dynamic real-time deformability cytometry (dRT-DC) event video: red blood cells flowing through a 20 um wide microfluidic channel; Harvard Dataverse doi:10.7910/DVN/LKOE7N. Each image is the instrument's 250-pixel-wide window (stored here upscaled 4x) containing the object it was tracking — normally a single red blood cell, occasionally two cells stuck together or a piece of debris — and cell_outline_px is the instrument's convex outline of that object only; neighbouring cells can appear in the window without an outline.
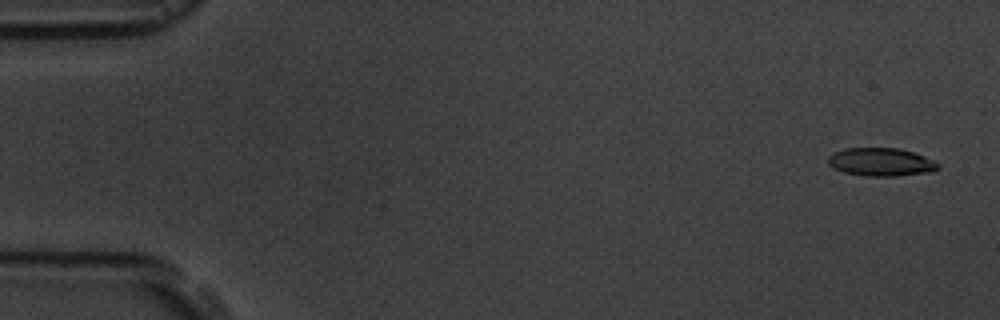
{"species": "common noctule bat (a hibernating species)", "species_latin": "Nyctalus noctula", "temperature_condition": "room temperature", "stored_images_in_passage": 56, "camera_frame_rate_fps": 3000, "um_per_image_px": 0.085, "animal": {"sex": "male", "body_mass_g": 19.5, "forearm_length_mm": 54.6}, "frame": {"image": 1, "passage_image": 3, "time_ms": 0.667, "image_size_px": [1000, 320], "cell_outline_px": [[940, 168], [932, 172], [892, 176], [864, 176], [844, 172], [832, 168], [828, 164], [828, 156], [844, 148], [900, 148], [924, 156], [940, 164]], "centroid_in_image_um": [74.88, 13.77], "position_along_channel_um": 10.1, "area_um2": 18.09}}
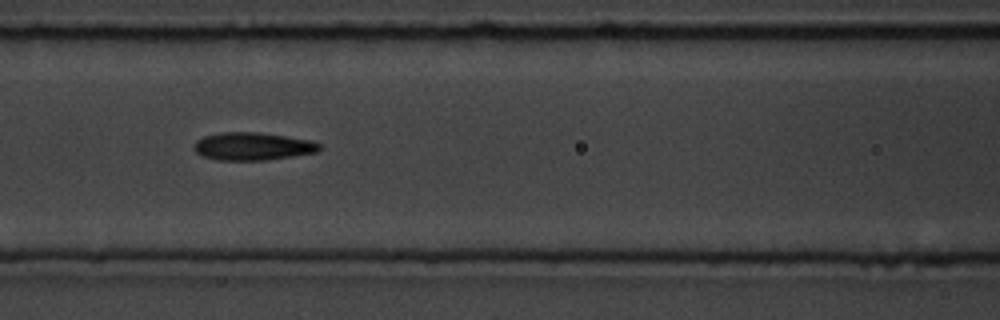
{"frame": {"image": 2, "passage_image": 25, "time_ms": 8.0, "image_size_px": [1000, 320], "cell_outline_px": [[320, 148], [316, 152], [292, 156], [264, 160], [216, 160], [204, 156], [196, 152], [192, 148], [196, 140], [204, 136], [220, 132], [256, 132], [312, 140], [320, 144]], "centroid_in_image_um": [21.43, 12.43], "position_along_channel_um": 145.2, "area_um2": 20.23}}
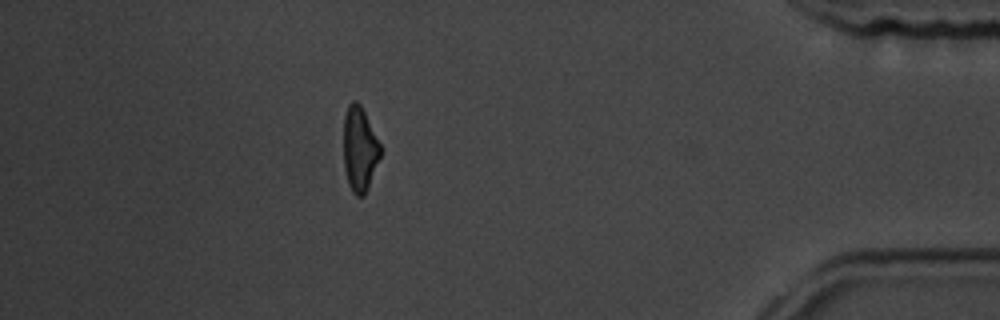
{"frame": {"image": 3, "passage_image": 50, "time_ms": 16.333, "image_size_px": [1000, 320], "cell_outline_px": [[384, 148], [368, 188], [364, 196], [356, 196], [352, 192], [348, 184], [344, 168], [344, 116], [348, 104], [352, 100], [356, 100], [360, 104]], "centroid_in_image_um": [30.59, 12.67], "position_along_channel_um": 404.6, "area_um2": 18.61}, "authors_computed_cell_mechanics": {"area_um2": 19.2474, "velocity_mm_per_s": 3.6824, "shape_relaxation_time_tau1_ms": 4.1721, "shape_relaxation_time_tau2_ms": 2.841, "deformation_change_tau1": 0.14, "deformation_change_tau2": 0.1056}}